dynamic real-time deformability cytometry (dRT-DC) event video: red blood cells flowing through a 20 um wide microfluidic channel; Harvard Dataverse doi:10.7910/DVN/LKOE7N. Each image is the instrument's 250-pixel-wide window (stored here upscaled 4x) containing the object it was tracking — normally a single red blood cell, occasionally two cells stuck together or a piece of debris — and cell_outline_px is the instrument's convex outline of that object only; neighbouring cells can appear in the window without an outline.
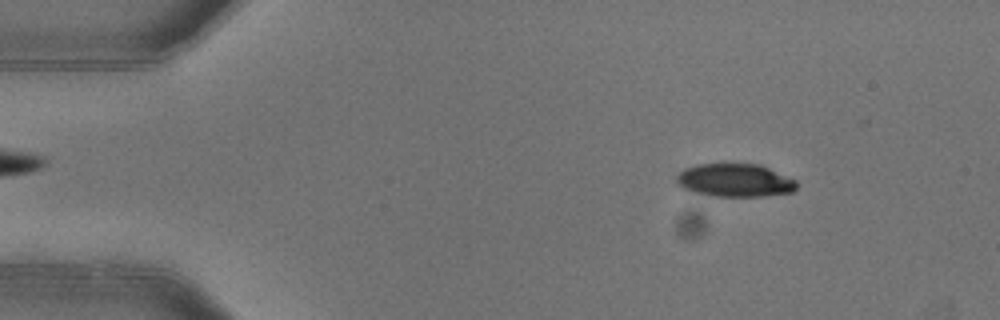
{"species": "common noctule bat (a hibernating species)", "species_latin": "Nyctalus noctula", "temperature_condition": "warm", "stored_images_in_passage": 6, "segment_of_instrument_passage": [1, 2], "camera_frame_rate_fps": 3000, "um_per_image_px": 0.085, "animal": {"sex": "female"}, "frame": {"image": 1, "passage_image": 3, "time_ms": 0.667, "image_size_px": [1000, 320], "cell_outline_px": [[796, 188], [792, 192], [764, 196], [712, 196], [692, 192], [684, 188], [676, 180], [676, 176], [684, 168], [696, 164], [724, 160], [760, 164], [796, 180]], "centroid_in_image_um": [62.43, 15.27], "position_along_channel_um": 22.6, "area_um2": 24.04}}